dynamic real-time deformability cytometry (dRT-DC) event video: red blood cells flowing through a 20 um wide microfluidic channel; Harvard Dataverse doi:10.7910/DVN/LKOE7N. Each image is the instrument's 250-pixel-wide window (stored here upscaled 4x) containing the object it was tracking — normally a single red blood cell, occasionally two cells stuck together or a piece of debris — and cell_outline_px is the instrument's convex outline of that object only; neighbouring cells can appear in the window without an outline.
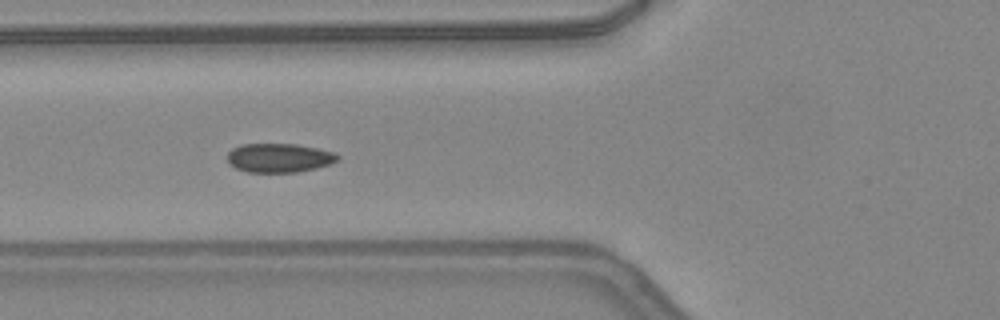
{"species": "common noctule bat (a hibernating species)", "species_latin": "Nyctalus noctula", "temperature_condition": "warm", "stored_images_in_passage": 33, "camera_frame_rate_fps": 3000, "um_per_image_px": 0.085, "animal": {"sex": "female", "body_mass_g": 24.6, "forearm_length_mm": 56.2}, "frame": {"image": 1, "passage_image": 5, "time_ms": 1.333, "image_size_px": [1000, 320], "cell_outline_px": [[340, 160], [332, 164], [316, 168], [296, 172], [248, 172], [236, 168], [228, 164], [228, 152], [232, 148], [240, 144], [296, 144], [336, 152], [340, 156]], "centroid_in_image_um": [23.76, 13.42], "position_along_channel_um": 102.0, "area_um2": 18.84}}